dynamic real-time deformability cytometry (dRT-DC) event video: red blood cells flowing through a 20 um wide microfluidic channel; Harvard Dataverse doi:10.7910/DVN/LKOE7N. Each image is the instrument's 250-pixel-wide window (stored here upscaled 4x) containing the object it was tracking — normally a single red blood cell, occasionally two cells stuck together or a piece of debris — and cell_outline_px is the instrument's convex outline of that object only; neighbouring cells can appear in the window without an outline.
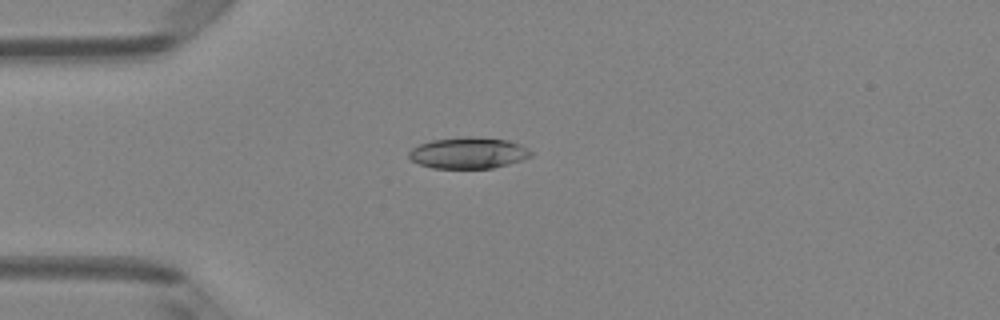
{"species": "Egyptian fruit bat (a non-hibernating species)", "species_latin": "Rousettus aegyptiacus", "temperature_condition": "room temperature", "stored_images_in_passage": 1, "camera_frame_rate_fps": 3000, "um_per_image_px": 0.085, "animal": {"sex": "female"}, "frame": {"image": 1, "passage_image": 1, "time_ms": 0.0, "image_size_px": [1000, 320], "cell_outline_px": [[532, 156], [508, 164], [492, 168], [432, 168], [420, 164], [412, 160], [408, 156], [408, 152], [412, 148], [420, 144], [432, 140], [464, 136], [472, 136], [508, 140], [520, 144], [528, 148], [532, 152]], "centroid_in_image_um": [39.81, 12.99], "position_along_channel_um": 45.2, "area_um2": 22.25}}